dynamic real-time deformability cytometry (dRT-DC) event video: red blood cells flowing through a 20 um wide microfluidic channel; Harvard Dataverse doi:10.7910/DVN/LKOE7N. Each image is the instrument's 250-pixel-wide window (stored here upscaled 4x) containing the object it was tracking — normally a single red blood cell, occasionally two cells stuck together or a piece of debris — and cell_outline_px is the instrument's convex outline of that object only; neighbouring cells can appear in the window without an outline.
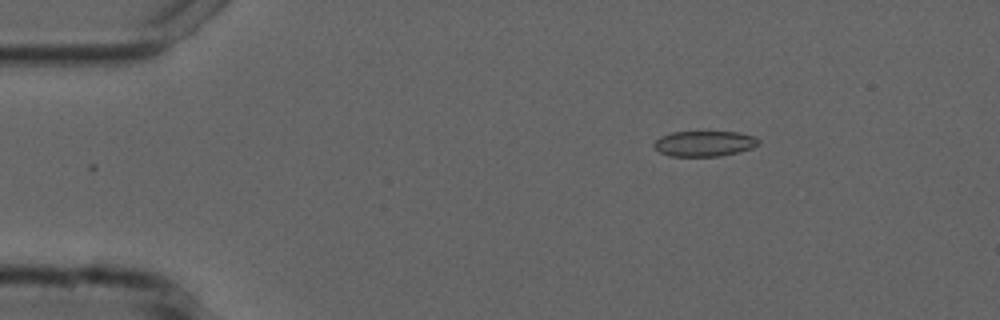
{"species": "common noctule bat (a hibernating species)", "species_latin": "Nyctalus noctula", "temperature_condition": "cold", "stored_images_in_passage": 47, "camera_frame_rate_fps": 3000, "um_per_image_px": 0.085, "animal": {"sex": "male", "forearm_length_mm": 52.5}, "frame": {"image": 1, "passage_image": 1, "time_ms": 0.0, "image_size_px": [1000, 320], "cell_outline_px": [[760, 144], [752, 148], [720, 156], [668, 156], [660, 152], [652, 144], [660, 136], [672, 132], [740, 132], [756, 136], [760, 140]], "centroid_in_image_um": [59.89, 12.2], "position_along_channel_um": 25.1, "area_um2": 15.61}}
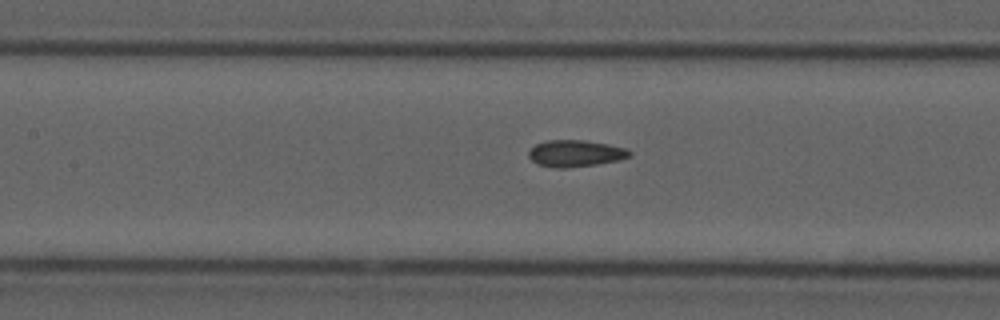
{"frame": {"image": 2, "passage_image": 17, "time_ms": 5.333, "image_size_px": [1000, 320], "cell_outline_px": [[632, 156], [620, 160], [596, 164], [564, 168], [556, 168], [536, 164], [528, 156], [528, 152], [536, 144], [548, 140], [584, 140], [608, 144], [628, 148], [632, 152]], "centroid_in_image_um": [48.95, 13.04], "position_along_channel_um": 158.5, "area_um2": 15.78}}
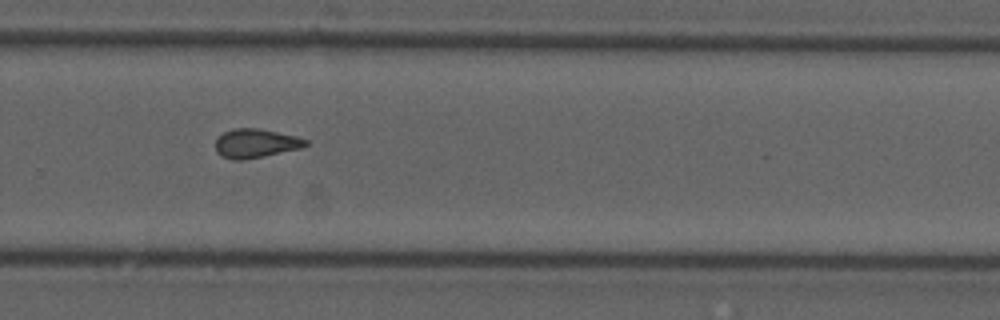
{"frame": {"image": 3, "passage_image": 29, "time_ms": 9.333, "image_size_px": [1000, 320], "cell_outline_px": [[308, 144], [300, 148], [240, 160], [236, 160], [220, 156], [216, 152], [216, 140], [224, 132], [236, 128], [256, 128], [296, 136], [308, 140]], "centroid_in_image_um": [21.71, 12.18], "position_along_channel_um": 308.1, "area_um2": 14.8}, "authors_computed_cell_mechanics": {"area_um2": 15.317, "velocity_mm_per_s": 3.7493, "shape_relaxation_time_tau1_ms": null, "shape_relaxation_time_tau2_ms": 2.4631, "deformation_change_tau1": null, "deformation_change_tau2": 0.0848}}